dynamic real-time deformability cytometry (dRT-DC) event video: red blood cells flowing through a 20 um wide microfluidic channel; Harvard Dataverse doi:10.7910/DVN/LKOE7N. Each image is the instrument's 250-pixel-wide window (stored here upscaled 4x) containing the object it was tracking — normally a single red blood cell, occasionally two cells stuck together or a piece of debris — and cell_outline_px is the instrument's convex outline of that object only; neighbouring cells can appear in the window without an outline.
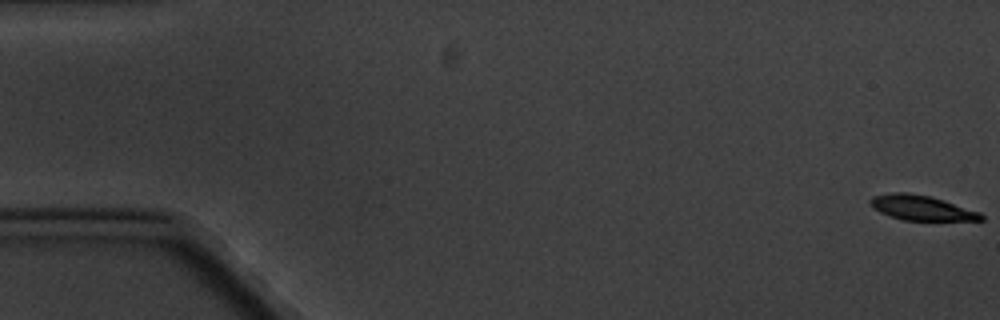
{"species": "common noctule bat (a hibernating species)", "species_latin": "Nyctalus noctula", "temperature_condition": "cold", "stored_images_in_passage": 6, "camera_frame_rate_fps": 3000, "um_per_image_px": 0.085, "animal": {"sex": "male", "body_mass_g": 20.1, "forearm_length_mm": 53.5}, "frame": {"image": 1, "passage_image": 1, "time_ms": 0.0, "image_size_px": [1000, 320], "cell_outline_px": [[984, 220], [904, 220], [880, 212], [872, 208], [868, 200], [872, 196], [892, 192], [908, 192], [932, 196], [980, 212], [984, 216]], "centroid_in_image_um": [78.3, 17.65], "position_along_channel_um": 6.7, "area_um2": 16.13}}
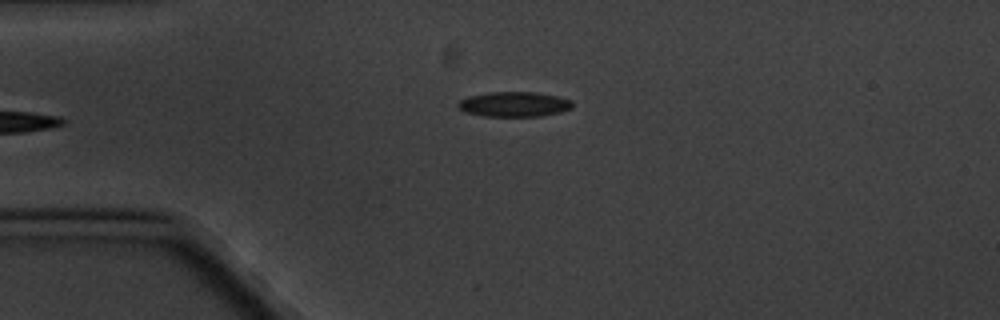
{"frame": {"image": 2, "passage_image": 6, "time_ms": 6.667, "image_size_px": [1000, 320], "cell_outline_px": [[572, 108], [560, 112], [540, 116], [484, 116], [464, 112], [456, 104], [460, 100], [468, 96], [488, 92], [536, 92], [556, 96], [572, 100]], "centroid_in_image_um": [43.68, 8.86], "position_along_channel_um": 41.3, "area_um2": 16.65}}